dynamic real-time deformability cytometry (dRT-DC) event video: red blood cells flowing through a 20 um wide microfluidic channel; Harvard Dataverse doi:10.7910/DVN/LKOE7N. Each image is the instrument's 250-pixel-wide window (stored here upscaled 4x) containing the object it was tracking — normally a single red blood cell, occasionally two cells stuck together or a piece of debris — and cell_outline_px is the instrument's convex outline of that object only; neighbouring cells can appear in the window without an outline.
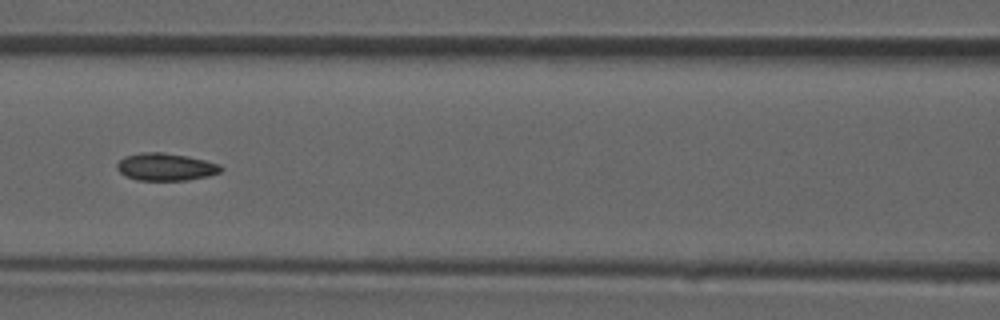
{"species": "common noctule bat (a hibernating species)", "species_latin": "Nyctalus noctula", "temperature_condition": "room temperature", "stored_images_in_passage": 44, "camera_frame_rate_fps": 3000, "um_per_image_px": 0.085, "animal": {"sex": "male", "forearm_length_mm": 52.5}, "frame": {"image": 1, "passage_image": 19, "time_ms": 6.0, "image_size_px": [1000, 320], "cell_outline_px": [[224, 168], [220, 172], [208, 176], [188, 180], [136, 180], [124, 176], [116, 168], [116, 164], [124, 156], [140, 152], [160, 152], [188, 156], [220, 164]], "centroid_in_image_um": [14.06, 14.18], "position_along_channel_um": 152.5, "area_um2": 16.76}}